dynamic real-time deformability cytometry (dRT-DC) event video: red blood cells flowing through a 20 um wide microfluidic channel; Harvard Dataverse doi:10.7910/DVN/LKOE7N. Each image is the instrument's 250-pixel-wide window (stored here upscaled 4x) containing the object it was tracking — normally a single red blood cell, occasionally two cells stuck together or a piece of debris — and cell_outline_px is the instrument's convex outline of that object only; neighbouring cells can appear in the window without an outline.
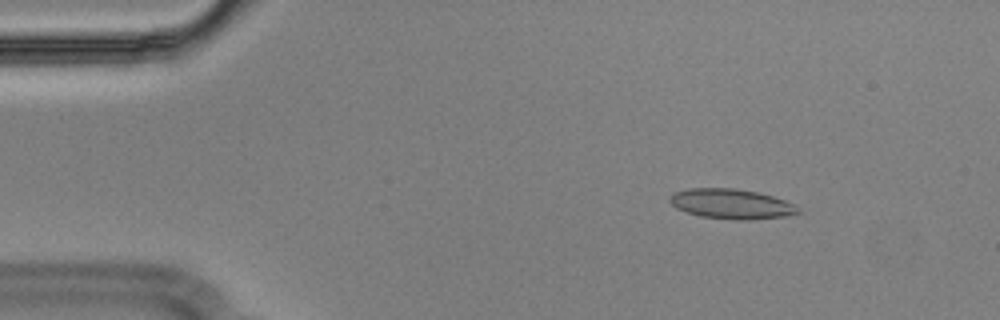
{"species": "Egyptian fruit bat (a non-hibernating species)", "species_latin": "Rousettus aegyptiacus", "temperature_condition": "cold", "stored_images_in_passage": 53, "camera_frame_rate_fps": 3000, "um_per_image_px": 0.085, "animal": {"sex": "male"}, "frame": {"image": 1, "passage_image": 6, "time_ms": 1.667, "image_size_px": [1000, 320], "cell_outline_px": [[804, 212], [784, 216], [748, 220], [736, 220], [700, 216], [676, 208], [668, 200], [668, 196], [672, 192], [688, 188], [736, 188], [760, 192], [784, 200], [792, 204]], "centroid_in_image_um": [62.14, 17.32], "position_along_channel_um": 22.9, "area_um2": 22.54}}
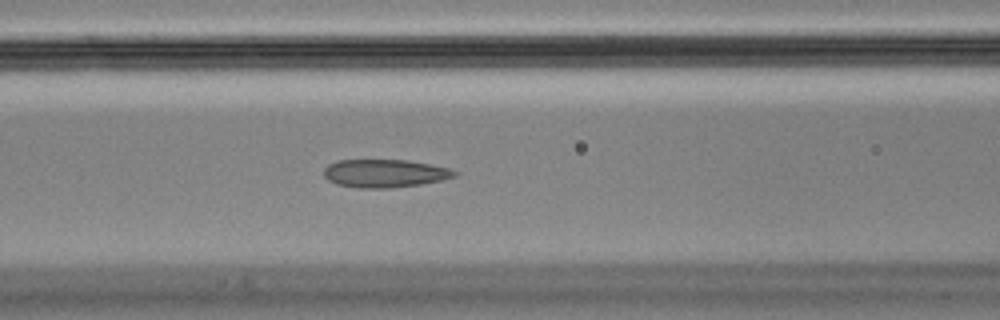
{"frame": {"image": 2, "passage_image": 21, "time_ms": 6.667, "image_size_px": [1000, 320], "cell_outline_px": [[460, 172], [456, 176], [440, 180], [420, 184], [388, 188], [360, 188], [336, 184], [328, 180], [324, 176], [324, 168], [328, 164], [336, 160], [408, 160], [448, 168]], "centroid_in_image_um": [32.67, 14.73], "position_along_channel_um": 133.9, "area_um2": 21.33}}
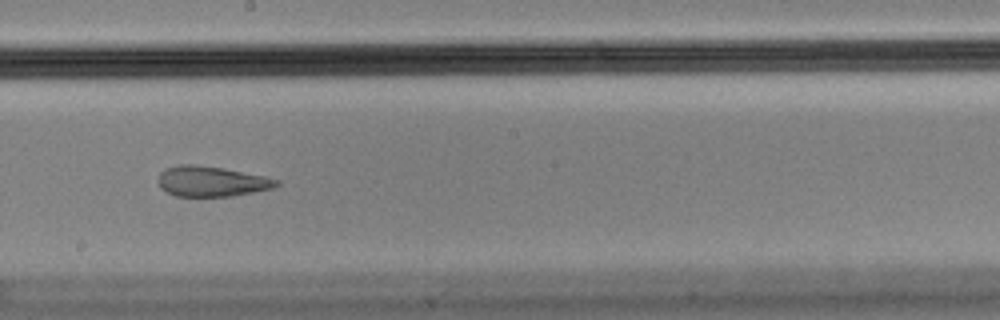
{"frame": {"image": 3, "passage_image": 29, "time_ms": 9.333, "image_size_px": [1000, 320], "cell_outline_px": [[280, 184], [276, 188], [232, 196], [176, 196], [160, 188], [156, 180], [160, 172], [164, 168], [180, 164], [196, 164], [224, 168], [264, 176], [280, 180]], "centroid_in_image_um": [17.97, 15.41], "position_along_channel_um": 230.2, "area_um2": 21.21}, "authors_computed_cell_mechanics": {"area_um2": 22.6576, "velocity_mm_per_s": 3.6153, "shape_relaxation_time_tau1_ms": null, "shape_relaxation_time_tau2_ms": 1.811, "deformation_change_tau1": null, "deformation_change_tau2": 0.0911}}